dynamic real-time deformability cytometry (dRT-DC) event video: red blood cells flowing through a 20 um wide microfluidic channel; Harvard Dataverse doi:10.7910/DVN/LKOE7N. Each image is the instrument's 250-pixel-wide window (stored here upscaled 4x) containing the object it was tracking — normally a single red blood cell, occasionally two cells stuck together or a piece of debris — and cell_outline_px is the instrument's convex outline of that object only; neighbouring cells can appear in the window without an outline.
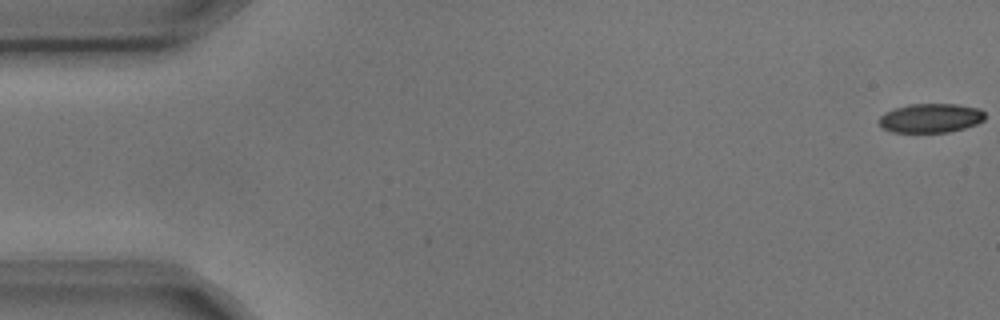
{"species": "common noctule bat (a hibernating species)", "species_latin": "Nyctalus noctula", "temperature_condition": "cold", "stored_images_in_passage": 5, "camera_frame_rate_fps": 3000, "um_per_image_px": 0.085, "animal": {"sex": "male", "body_mass_g": 17.9, "forearm_length_mm": 54.2}, "frame": {"image": 1, "passage_image": 1, "time_ms": 0.0, "image_size_px": [1000, 320], "cell_outline_px": [[984, 120], [976, 124], [964, 128], [948, 132], [892, 132], [884, 128], [880, 124], [880, 116], [884, 112], [908, 104], [956, 104], [980, 108], [984, 112]], "centroid_in_image_um": [79.12, 10.03], "position_along_channel_um": 5.9, "area_um2": 17.92}}
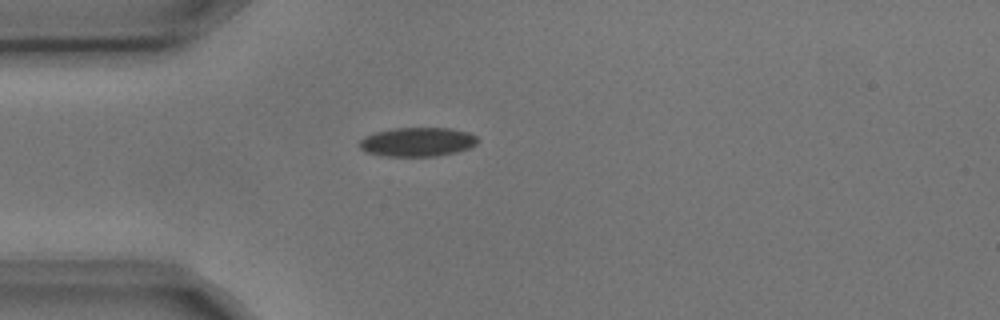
{"frame": {"image": 2, "passage_image": 5, "time_ms": 1.333, "image_size_px": [1000, 320], "cell_outline_px": [[476, 144], [468, 148], [456, 152], [436, 156], [380, 156], [364, 152], [360, 148], [360, 140], [364, 136], [376, 132], [396, 128], [452, 128], [468, 132], [476, 136]], "centroid_in_image_um": [35.44, 12.07], "position_along_channel_um": 49.6, "area_um2": 20.0}}